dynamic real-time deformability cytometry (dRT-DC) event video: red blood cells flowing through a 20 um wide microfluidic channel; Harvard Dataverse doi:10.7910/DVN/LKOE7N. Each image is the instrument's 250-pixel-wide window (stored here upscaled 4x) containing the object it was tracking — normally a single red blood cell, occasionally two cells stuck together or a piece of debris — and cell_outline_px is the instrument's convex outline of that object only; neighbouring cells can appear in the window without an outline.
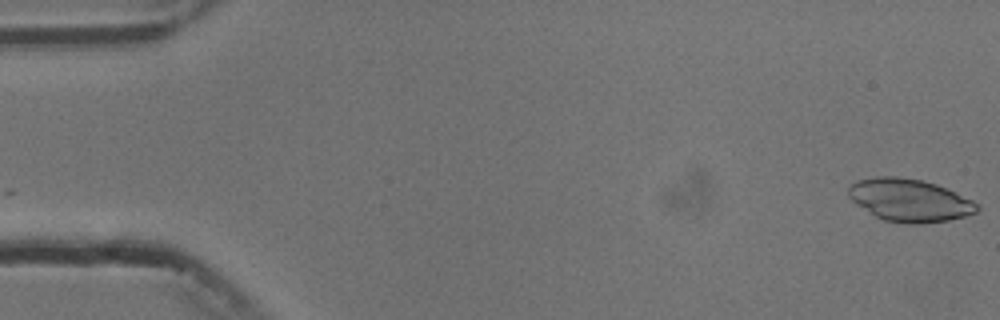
{"species": "common noctule bat (a hibernating species)", "species_latin": "Nyctalus noctula", "temperature_condition": "cold", "stored_images_in_passage": 55, "camera_frame_rate_fps": 3000, "um_per_image_px": 0.085, "animal": {"sex": "male", "body_mass_g": 13.3}, "frame": {"image": 1, "passage_image": 1, "time_ms": 0.0, "image_size_px": [1000, 320], "cell_outline_px": [[980, 208], [976, 212], [964, 216], [948, 220], [920, 224], [908, 224], [884, 220], [876, 216], [856, 204], [848, 196], [848, 188], [856, 180], [876, 176], [896, 176], [920, 180], [936, 184], [972, 200], [980, 204]], "centroid_in_image_um": [77.3, 17.02], "position_along_channel_um": 7.7, "area_um2": 31.85}}